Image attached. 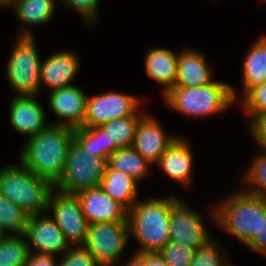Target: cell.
Instances as JSON below:
<instances>
[{
	"label": "cell",
	"mask_w": 266,
	"mask_h": 266,
	"mask_svg": "<svg viewBox=\"0 0 266 266\" xmlns=\"http://www.w3.org/2000/svg\"><path fill=\"white\" fill-rule=\"evenodd\" d=\"M53 189L49 195L47 210L53 211L51 218L64 233L71 246H82L87 238L89 223L83 215L79 199L75 194Z\"/></svg>",
	"instance_id": "cell-9"
},
{
	"label": "cell",
	"mask_w": 266,
	"mask_h": 266,
	"mask_svg": "<svg viewBox=\"0 0 266 266\" xmlns=\"http://www.w3.org/2000/svg\"><path fill=\"white\" fill-rule=\"evenodd\" d=\"M67 7L79 12L84 18V21L91 27V24L97 22V9L99 0H62Z\"/></svg>",
	"instance_id": "cell-34"
},
{
	"label": "cell",
	"mask_w": 266,
	"mask_h": 266,
	"mask_svg": "<svg viewBox=\"0 0 266 266\" xmlns=\"http://www.w3.org/2000/svg\"><path fill=\"white\" fill-rule=\"evenodd\" d=\"M4 235L0 232V240H1V238L3 237Z\"/></svg>",
	"instance_id": "cell-41"
},
{
	"label": "cell",
	"mask_w": 266,
	"mask_h": 266,
	"mask_svg": "<svg viewBox=\"0 0 266 266\" xmlns=\"http://www.w3.org/2000/svg\"><path fill=\"white\" fill-rule=\"evenodd\" d=\"M263 152L254 157L253 162L244 176L243 182L247 183L243 190L260 196L266 200V149L261 148ZM250 185V186H249Z\"/></svg>",
	"instance_id": "cell-29"
},
{
	"label": "cell",
	"mask_w": 266,
	"mask_h": 266,
	"mask_svg": "<svg viewBox=\"0 0 266 266\" xmlns=\"http://www.w3.org/2000/svg\"><path fill=\"white\" fill-rule=\"evenodd\" d=\"M107 166V159L89 158L73 141L69 147L63 175L54 185V189L63 193L77 194L83 190L97 188Z\"/></svg>",
	"instance_id": "cell-7"
},
{
	"label": "cell",
	"mask_w": 266,
	"mask_h": 266,
	"mask_svg": "<svg viewBox=\"0 0 266 266\" xmlns=\"http://www.w3.org/2000/svg\"><path fill=\"white\" fill-rule=\"evenodd\" d=\"M142 117L126 116L100 126L107 134L109 155L119 148L132 147L137 125Z\"/></svg>",
	"instance_id": "cell-25"
},
{
	"label": "cell",
	"mask_w": 266,
	"mask_h": 266,
	"mask_svg": "<svg viewBox=\"0 0 266 266\" xmlns=\"http://www.w3.org/2000/svg\"><path fill=\"white\" fill-rule=\"evenodd\" d=\"M29 217L24 210L0 194V232L4 236L23 235Z\"/></svg>",
	"instance_id": "cell-27"
},
{
	"label": "cell",
	"mask_w": 266,
	"mask_h": 266,
	"mask_svg": "<svg viewBox=\"0 0 266 266\" xmlns=\"http://www.w3.org/2000/svg\"><path fill=\"white\" fill-rule=\"evenodd\" d=\"M191 149L184 138L176 136V139L168 146L156 163L163 172L172 180L182 185H189L192 178Z\"/></svg>",
	"instance_id": "cell-18"
},
{
	"label": "cell",
	"mask_w": 266,
	"mask_h": 266,
	"mask_svg": "<svg viewBox=\"0 0 266 266\" xmlns=\"http://www.w3.org/2000/svg\"><path fill=\"white\" fill-rule=\"evenodd\" d=\"M49 103L53 112L61 120L54 125L68 126L73 129L83 127L86 117V94L77 86L52 90Z\"/></svg>",
	"instance_id": "cell-13"
},
{
	"label": "cell",
	"mask_w": 266,
	"mask_h": 266,
	"mask_svg": "<svg viewBox=\"0 0 266 266\" xmlns=\"http://www.w3.org/2000/svg\"><path fill=\"white\" fill-rule=\"evenodd\" d=\"M178 56L179 52L157 47L149 49L146 54L145 71L152 80L164 86V95L175 87Z\"/></svg>",
	"instance_id": "cell-20"
},
{
	"label": "cell",
	"mask_w": 266,
	"mask_h": 266,
	"mask_svg": "<svg viewBox=\"0 0 266 266\" xmlns=\"http://www.w3.org/2000/svg\"><path fill=\"white\" fill-rule=\"evenodd\" d=\"M38 96H15L9 102L10 121L12 127L20 134L30 138L39 134L50 124H47L46 113L40 103Z\"/></svg>",
	"instance_id": "cell-16"
},
{
	"label": "cell",
	"mask_w": 266,
	"mask_h": 266,
	"mask_svg": "<svg viewBox=\"0 0 266 266\" xmlns=\"http://www.w3.org/2000/svg\"><path fill=\"white\" fill-rule=\"evenodd\" d=\"M223 201L213 208L211 218L247 245L258 233L262 217H266V200L240 189Z\"/></svg>",
	"instance_id": "cell-3"
},
{
	"label": "cell",
	"mask_w": 266,
	"mask_h": 266,
	"mask_svg": "<svg viewBox=\"0 0 266 266\" xmlns=\"http://www.w3.org/2000/svg\"><path fill=\"white\" fill-rule=\"evenodd\" d=\"M204 56L187 48L179 52L175 87H197L214 82Z\"/></svg>",
	"instance_id": "cell-19"
},
{
	"label": "cell",
	"mask_w": 266,
	"mask_h": 266,
	"mask_svg": "<svg viewBox=\"0 0 266 266\" xmlns=\"http://www.w3.org/2000/svg\"><path fill=\"white\" fill-rule=\"evenodd\" d=\"M56 0H19L13 6V12L23 25L19 37H33L27 25L48 23L55 12ZM26 26V27H25Z\"/></svg>",
	"instance_id": "cell-22"
},
{
	"label": "cell",
	"mask_w": 266,
	"mask_h": 266,
	"mask_svg": "<svg viewBox=\"0 0 266 266\" xmlns=\"http://www.w3.org/2000/svg\"><path fill=\"white\" fill-rule=\"evenodd\" d=\"M59 266H100L83 246H71Z\"/></svg>",
	"instance_id": "cell-33"
},
{
	"label": "cell",
	"mask_w": 266,
	"mask_h": 266,
	"mask_svg": "<svg viewBox=\"0 0 266 266\" xmlns=\"http://www.w3.org/2000/svg\"><path fill=\"white\" fill-rule=\"evenodd\" d=\"M23 236L30 240L27 242L30 252L34 251V247L38 253L57 255L65 253L71 247L55 221L42 214L29 217Z\"/></svg>",
	"instance_id": "cell-12"
},
{
	"label": "cell",
	"mask_w": 266,
	"mask_h": 266,
	"mask_svg": "<svg viewBox=\"0 0 266 266\" xmlns=\"http://www.w3.org/2000/svg\"><path fill=\"white\" fill-rule=\"evenodd\" d=\"M75 195L89 224L127 221L128 210L99 187Z\"/></svg>",
	"instance_id": "cell-14"
},
{
	"label": "cell",
	"mask_w": 266,
	"mask_h": 266,
	"mask_svg": "<svg viewBox=\"0 0 266 266\" xmlns=\"http://www.w3.org/2000/svg\"><path fill=\"white\" fill-rule=\"evenodd\" d=\"M202 219V215L189 209L179 198L171 206L170 241L183 244L195 251L205 245L211 237Z\"/></svg>",
	"instance_id": "cell-11"
},
{
	"label": "cell",
	"mask_w": 266,
	"mask_h": 266,
	"mask_svg": "<svg viewBox=\"0 0 266 266\" xmlns=\"http://www.w3.org/2000/svg\"><path fill=\"white\" fill-rule=\"evenodd\" d=\"M249 127L258 146L266 149V114L258 116Z\"/></svg>",
	"instance_id": "cell-35"
},
{
	"label": "cell",
	"mask_w": 266,
	"mask_h": 266,
	"mask_svg": "<svg viewBox=\"0 0 266 266\" xmlns=\"http://www.w3.org/2000/svg\"><path fill=\"white\" fill-rule=\"evenodd\" d=\"M19 0H0V7H12Z\"/></svg>",
	"instance_id": "cell-40"
},
{
	"label": "cell",
	"mask_w": 266,
	"mask_h": 266,
	"mask_svg": "<svg viewBox=\"0 0 266 266\" xmlns=\"http://www.w3.org/2000/svg\"><path fill=\"white\" fill-rule=\"evenodd\" d=\"M247 246L262 256H266V217H262L258 233L254 234V237Z\"/></svg>",
	"instance_id": "cell-36"
},
{
	"label": "cell",
	"mask_w": 266,
	"mask_h": 266,
	"mask_svg": "<svg viewBox=\"0 0 266 266\" xmlns=\"http://www.w3.org/2000/svg\"><path fill=\"white\" fill-rule=\"evenodd\" d=\"M74 141L89 158L100 157L108 160L109 145L107 134L101 127H80L75 129Z\"/></svg>",
	"instance_id": "cell-26"
},
{
	"label": "cell",
	"mask_w": 266,
	"mask_h": 266,
	"mask_svg": "<svg viewBox=\"0 0 266 266\" xmlns=\"http://www.w3.org/2000/svg\"><path fill=\"white\" fill-rule=\"evenodd\" d=\"M33 37H19L6 64L9 85L17 96H38L41 62Z\"/></svg>",
	"instance_id": "cell-6"
},
{
	"label": "cell",
	"mask_w": 266,
	"mask_h": 266,
	"mask_svg": "<svg viewBox=\"0 0 266 266\" xmlns=\"http://www.w3.org/2000/svg\"><path fill=\"white\" fill-rule=\"evenodd\" d=\"M256 40L243 62L244 96L252 88L266 82V36Z\"/></svg>",
	"instance_id": "cell-23"
},
{
	"label": "cell",
	"mask_w": 266,
	"mask_h": 266,
	"mask_svg": "<svg viewBox=\"0 0 266 266\" xmlns=\"http://www.w3.org/2000/svg\"><path fill=\"white\" fill-rule=\"evenodd\" d=\"M80 60L76 53L58 51L41 63L40 80L50 90L73 86L76 73L79 71Z\"/></svg>",
	"instance_id": "cell-17"
},
{
	"label": "cell",
	"mask_w": 266,
	"mask_h": 266,
	"mask_svg": "<svg viewBox=\"0 0 266 266\" xmlns=\"http://www.w3.org/2000/svg\"><path fill=\"white\" fill-rule=\"evenodd\" d=\"M175 139L167 136L153 117L144 115L137 125L132 147L152 165Z\"/></svg>",
	"instance_id": "cell-15"
},
{
	"label": "cell",
	"mask_w": 266,
	"mask_h": 266,
	"mask_svg": "<svg viewBox=\"0 0 266 266\" xmlns=\"http://www.w3.org/2000/svg\"><path fill=\"white\" fill-rule=\"evenodd\" d=\"M54 186L23 166L7 165L0 169V194L24 210L28 215L47 210Z\"/></svg>",
	"instance_id": "cell-4"
},
{
	"label": "cell",
	"mask_w": 266,
	"mask_h": 266,
	"mask_svg": "<svg viewBox=\"0 0 266 266\" xmlns=\"http://www.w3.org/2000/svg\"><path fill=\"white\" fill-rule=\"evenodd\" d=\"M99 188L127 210L137 202V181L122 171L107 166Z\"/></svg>",
	"instance_id": "cell-21"
},
{
	"label": "cell",
	"mask_w": 266,
	"mask_h": 266,
	"mask_svg": "<svg viewBox=\"0 0 266 266\" xmlns=\"http://www.w3.org/2000/svg\"><path fill=\"white\" fill-rule=\"evenodd\" d=\"M150 164L133 147L119 148L107 160L109 168L122 171L137 182L148 174Z\"/></svg>",
	"instance_id": "cell-24"
},
{
	"label": "cell",
	"mask_w": 266,
	"mask_h": 266,
	"mask_svg": "<svg viewBox=\"0 0 266 266\" xmlns=\"http://www.w3.org/2000/svg\"><path fill=\"white\" fill-rule=\"evenodd\" d=\"M241 100L242 108L248 117H251V124L258 116L266 114V82L252 88Z\"/></svg>",
	"instance_id": "cell-31"
},
{
	"label": "cell",
	"mask_w": 266,
	"mask_h": 266,
	"mask_svg": "<svg viewBox=\"0 0 266 266\" xmlns=\"http://www.w3.org/2000/svg\"><path fill=\"white\" fill-rule=\"evenodd\" d=\"M177 200L175 195L137 200L128 210L129 237L134 235L141 245L136 253L158 252L170 241V211Z\"/></svg>",
	"instance_id": "cell-2"
},
{
	"label": "cell",
	"mask_w": 266,
	"mask_h": 266,
	"mask_svg": "<svg viewBox=\"0 0 266 266\" xmlns=\"http://www.w3.org/2000/svg\"><path fill=\"white\" fill-rule=\"evenodd\" d=\"M134 256L143 264V266H169L165 260L155 253H135Z\"/></svg>",
	"instance_id": "cell-38"
},
{
	"label": "cell",
	"mask_w": 266,
	"mask_h": 266,
	"mask_svg": "<svg viewBox=\"0 0 266 266\" xmlns=\"http://www.w3.org/2000/svg\"><path fill=\"white\" fill-rule=\"evenodd\" d=\"M129 237L128 222L89 224L82 245L100 266H118Z\"/></svg>",
	"instance_id": "cell-8"
},
{
	"label": "cell",
	"mask_w": 266,
	"mask_h": 266,
	"mask_svg": "<svg viewBox=\"0 0 266 266\" xmlns=\"http://www.w3.org/2000/svg\"><path fill=\"white\" fill-rule=\"evenodd\" d=\"M158 253L169 266H190L195 256V250L172 241H169Z\"/></svg>",
	"instance_id": "cell-30"
},
{
	"label": "cell",
	"mask_w": 266,
	"mask_h": 266,
	"mask_svg": "<svg viewBox=\"0 0 266 266\" xmlns=\"http://www.w3.org/2000/svg\"><path fill=\"white\" fill-rule=\"evenodd\" d=\"M54 256L52 254L30 252L26 266H59Z\"/></svg>",
	"instance_id": "cell-37"
},
{
	"label": "cell",
	"mask_w": 266,
	"mask_h": 266,
	"mask_svg": "<svg viewBox=\"0 0 266 266\" xmlns=\"http://www.w3.org/2000/svg\"><path fill=\"white\" fill-rule=\"evenodd\" d=\"M140 98L120 92H105L87 98L83 128L100 127L102 124L126 116H144L138 111Z\"/></svg>",
	"instance_id": "cell-10"
},
{
	"label": "cell",
	"mask_w": 266,
	"mask_h": 266,
	"mask_svg": "<svg viewBox=\"0 0 266 266\" xmlns=\"http://www.w3.org/2000/svg\"><path fill=\"white\" fill-rule=\"evenodd\" d=\"M75 129L50 124L26 140L20 153V163L53 186L62 177Z\"/></svg>",
	"instance_id": "cell-1"
},
{
	"label": "cell",
	"mask_w": 266,
	"mask_h": 266,
	"mask_svg": "<svg viewBox=\"0 0 266 266\" xmlns=\"http://www.w3.org/2000/svg\"><path fill=\"white\" fill-rule=\"evenodd\" d=\"M236 97L232 86L214 81L197 87H172L163 98L170 108L192 118H202L226 110Z\"/></svg>",
	"instance_id": "cell-5"
},
{
	"label": "cell",
	"mask_w": 266,
	"mask_h": 266,
	"mask_svg": "<svg viewBox=\"0 0 266 266\" xmlns=\"http://www.w3.org/2000/svg\"><path fill=\"white\" fill-rule=\"evenodd\" d=\"M125 263L127 264L123 266H143V264L134 255L132 258L129 259V261Z\"/></svg>",
	"instance_id": "cell-39"
},
{
	"label": "cell",
	"mask_w": 266,
	"mask_h": 266,
	"mask_svg": "<svg viewBox=\"0 0 266 266\" xmlns=\"http://www.w3.org/2000/svg\"><path fill=\"white\" fill-rule=\"evenodd\" d=\"M218 242L210 239L205 245L195 251V256L190 266H226L229 263L222 262L225 259L221 257Z\"/></svg>",
	"instance_id": "cell-32"
},
{
	"label": "cell",
	"mask_w": 266,
	"mask_h": 266,
	"mask_svg": "<svg viewBox=\"0 0 266 266\" xmlns=\"http://www.w3.org/2000/svg\"><path fill=\"white\" fill-rule=\"evenodd\" d=\"M23 235H5L0 240V266H26L30 250Z\"/></svg>",
	"instance_id": "cell-28"
}]
</instances>
